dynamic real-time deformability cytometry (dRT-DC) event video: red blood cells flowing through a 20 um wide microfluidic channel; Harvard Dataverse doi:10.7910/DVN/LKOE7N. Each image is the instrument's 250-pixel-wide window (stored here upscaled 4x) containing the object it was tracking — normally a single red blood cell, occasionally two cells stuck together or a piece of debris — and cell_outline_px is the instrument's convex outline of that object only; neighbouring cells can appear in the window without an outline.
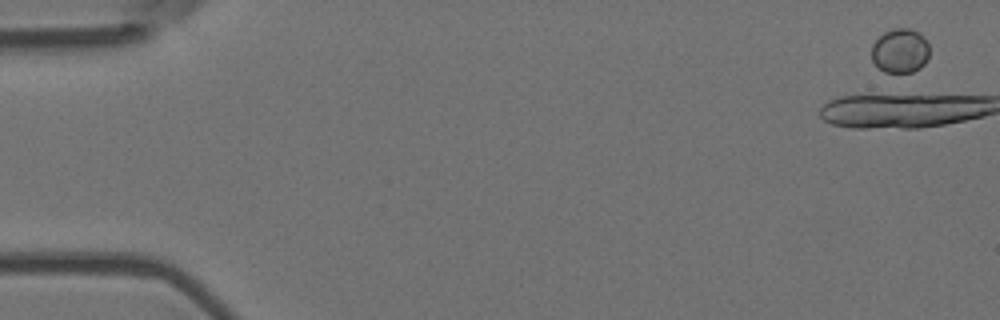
{"species": "Egyptian fruit bat (a non-hibernating species)", "species_latin": "Rousettus aegyptiacus", "temperature_condition": "room temperature", "stored_images_in_passage": 6, "camera_frame_rate_fps": 3000, "um_per_image_px": 0.085, "animal": {"sex": "female"}, "frame": {"image": 1, "passage_image": 1, "time_ms": 0.0, "image_size_px": [1000, 320], "cell_outline_px": [[928, 60], [920, 68], [912, 72], [884, 72], [872, 60], [872, 44], [884, 32], [896, 28], [908, 28], [920, 32], [928, 44]], "centroid_in_image_um": [76.52, 4.31], "position_along_channel_um": 8.5, "area_um2": 14.91}}